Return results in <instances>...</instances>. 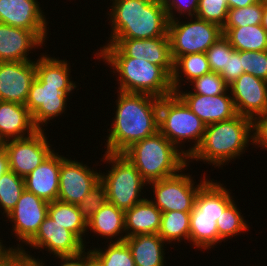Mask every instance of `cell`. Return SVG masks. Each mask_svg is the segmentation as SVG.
<instances>
[{"mask_svg":"<svg viewBox=\"0 0 267 266\" xmlns=\"http://www.w3.org/2000/svg\"><path fill=\"white\" fill-rule=\"evenodd\" d=\"M5 241L1 240L0 238V262L13 250L16 249V247L13 245L10 247H7L4 245Z\"/></svg>","mask_w":267,"mask_h":266,"instance_id":"c3c4849f","label":"cell"},{"mask_svg":"<svg viewBox=\"0 0 267 266\" xmlns=\"http://www.w3.org/2000/svg\"><path fill=\"white\" fill-rule=\"evenodd\" d=\"M7 171H9L8 155L5 149L2 147L0 149V178Z\"/></svg>","mask_w":267,"mask_h":266,"instance_id":"bcb514c9","label":"cell"},{"mask_svg":"<svg viewBox=\"0 0 267 266\" xmlns=\"http://www.w3.org/2000/svg\"><path fill=\"white\" fill-rule=\"evenodd\" d=\"M105 45H115L126 57L147 60L173 73L169 36L150 39H108Z\"/></svg>","mask_w":267,"mask_h":266,"instance_id":"d6986e66","label":"cell"},{"mask_svg":"<svg viewBox=\"0 0 267 266\" xmlns=\"http://www.w3.org/2000/svg\"><path fill=\"white\" fill-rule=\"evenodd\" d=\"M77 86H53L47 83H38L34 80L25 103L32 114L34 125L43 130L50 120L65 114L68 107L69 96ZM73 91V92H72ZM59 115V116H58Z\"/></svg>","mask_w":267,"mask_h":266,"instance_id":"8fae6325","label":"cell"},{"mask_svg":"<svg viewBox=\"0 0 267 266\" xmlns=\"http://www.w3.org/2000/svg\"><path fill=\"white\" fill-rule=\"evenodd\" d=\"M61 155L60 183L57 200L78 205L81 200L100 182V170Z\"/></svg>","mask_w":267,"mask_h":266,"instance_id":"5bb4252c","label":"cell"},{"mask_svg":"<svg viewBox=\"0 0 267 266\" xmlns=\"http://www.w3.org/2000/svg\"><path fill=\"white\" fill-rule=\"evenodd\" d=\"M227 0H199L196 17L223 28L228 16Z\"/></svg>","mask_w":267,"mask_h":266,"instance_id":"8d00e7d4","label":"cell"},{"mask_svg":"<svg viewBox=\"0 0 267 266\" xmlns=\"http://www.w3.org/2000/svg\"><path fill=\"white\" fill-rule=\"evenodd\" d=\"M229 91L237 114L253 120L267 111V81L242 73Z\"/></svg>","mask_w":267,"mask_h":266,"instance_id":"e0dca14e","label":"cell"},{"mask_svg":"<svg viewBox=\"0 0 267 266\" xmlns=\"http://www.w3.org/2000/svg\"><path fill=\"white\" fill-rule=\"evenodd\" d=\"M249 144H253L252 119L237 114L229 120L206 125L200 145L188 156V165L195 160L223 168L239 160Z\"/></svg>","mask_w":267,"mask_h":266,"instance_id":"277c9868","label":"cell"},{"mask_svg":"<svg viewBox=\"0 0 267 266\" xmlns=\"http://www.w3.org/2000/svg\"><path fill=\"white\" fill-rule=\"evenodd\" d=\"M205 129L206 124L175 93L160 98L159 131L187 157L200 145ZM186 142L193 145L188 150Z\"/></svg>","mask_w":267,"mask_h":266,"instance_id":"52a82bcc","label":"cell"},{"mask_svg":"<svg viewBox=\"0 0 267 266\" xmlns=\"http://www.w3.org/2000/svg\"><path fill=\"white\" fill-rule=\"evenodd\" d=\"M86 252V266H101V264L92 256L90 250L87 248Z\"/></svg>","mask_w":267,"mask_h":266,"instance_id":"681fc988","label":"cell"},{"mask_svg":"<svg viewBox=\"0 0 267 266\" xmlns=\"http://www.w3.org/2000/svg\"><path fill=\"white\" fill-rule=\"evenodd\" d=\"M234 51L235 49L229 41L224 36H221L206 51L211 71L221 74L227 67L228 56Z\"/></svg>","mask_w":267,"mask_h":266,"instance_id":"74e56055","label":"cell"},{"mask_svg":"<svg viewBox=\"0 0 267 266\" xmlns=\"http://www.w3.org/2000/svg\"><path fill=\"white\" fill-rule=\"evenodd\" d=\"M222 31L235 51L267 50V32L261 24L222 28Z\"/></svg>","mask_w":267,"mask_h":266,"instance_id":"f1b7e54d","label":"cell"},{"mask_svg":"<svg viewBox=\"0 0 267 266\" xmlns=\"http://www.w3.org/2000/svg\"><path fill=\"white\" fill-rule=\"evenodd\" d=\"M190 167L187 165L178 174L148 183L151 186L153 198H148L162 213L170 211L191 212L195 206L199 190L210 180L205 171L201 181L194 182L192 174L184 173ZM184 173V174H183ZM209 178V179H208ZM196 183V185H195Z\"/></svg>","mask_w":267,"mask_h":266,"instance_id":"9c48e42d","label":"cell"},{"mask_svg":"<svg viewBox=\"0 0 267 266\" xmlns=\"http://www.w3.org/2000/svg\"><path fill=\"white\" fill-rule=\"evenodd\" d=\"M242 67L244 73L267 81V50L242 51Z\"/></svg>","mask_w":267,"mask_h":266,"instance_id":"ab89813d","label":"cell"},{"mask_svg":"<svg viewBox=\"0 0 267 266\" xmlns=\"http://www.w3.org/2000/svg\"><path fill=\"white\" fill-rule=\"evenodd\" d=\"M209 72H211V68L206 53H193L179 56L173 62V73L171 75L174 93L184 88L185 85L192 82L194 79Z\"/></svg>","mask_w":267,"mask_h":266,"instance_id":"83f0119b","label":"cell"},{"mask_svg":"<svg viewBox=\"0 0 267 266\" xmlns=\"http://www.w3.org/2000/svg\"><path fill=\"white\" fill-rule=\"evenodd\" d=\"M263 4L255 3L242 8L228 10V16L223 28L259 25L262 21Z\"/></svg>","mask_w":267,"mask_h":266,"instance_id":"e575fe53","label":"cell"},{"mask_svg":"<svg viewBox=\"0 0 267 266\" xmlns=\"http://www.w3.org/2000/svg\"><path fill=\"white\" fill-rule=\"evenodd\" d=\"M108 201L105 186L99 182L77 205L79 213L88 222L92 216Z\"/></svg>","mask_w":267,"mask_h":266,"instance_id":"f35d334b","label":"cell"},{"mask_svg":"<svg viewBox=\"0 0 267 266\" xmlns=\"http://www.w3.org/2000/svg\"><path fill=\"white\" fill-rule=\"evenodd\" d=\"M136 266H165L167 243L158 234H138L124 240ZM166 246V247H165Z\"/></svg>","mask_w":267,"mask_h":266,"instance_id":"d4e9b609","label":"cell"},{"mask_svg":"<svg viewBox=\"0 0 267 266\" xmlns=\"http://www.w3.org/2000/svg\"><path fill=\"white\" fill-rule=\"evenodd\" d=\"M92 248L90 247L89 250L101 266H136L125 241L108 243L104 248Z\"/></svg>","mask_w":267,"mask_h":266,"instance_id":"d6a6232c","label":"cell"},{"mask_svg":"<svg viewBox=\"0 0 267 266\" xmlns=\"http://www.w3.org/2000/svg\"><path fill=\"white\" fill-rule=\"evenodd\" d=\"M43 44L31 30L0 23V62L34 60L28 55Z\"/></svg>","mask_w":267,"mask_h":266,"instance_id":"44dd1931","label":"cell"},{"mask_svg":"<svg viewBox=\"0 0 267 266\" xmlns=\"http://www.w3.org/2000/svg\"><path fill=\"white\" fill-rule=\"evenodd\" d=\"M116 112L107 129L105 152L123 153L133 143L159 131V98L116 91Z\"/></svg>","mask_w":267,"mask_h":266,"instance_id":"6da1fadb","label":"cell"},{"mask_svg":"<svg viewBox=\"0 0 267 266\" xmlns=\"http://www.w3.org/2000/svg\"><path fill=\"white\" fill-rule=\"evenodd\" d=\"M55 150L35 170L24 178L25 189L47 202L57 200L61 155Z\"/></svg>","mask_w":267,"mask_h":266,"instance_id":"7402d4cb","label":"cell"},{"mask_svg":"<svg viewBox=\"0 0 267 266\" xmlns=\"http://www.w3.org/2000/svg\"><path fill=\"white\" fill-rule=\"evenodd\" d=\"M166 9L169 20H177L183 16L185 18L195 17L199 0H160ZM177 13V15H176ZM179 14V15H178ZM179 16V17H177Z\"/></svg>","mask_w":267,"mask_h":266,"instance_id":"60d3db41","label":"cell"},{"mask_svg":"<svg viewBox=\"0 0 267 266\" xmlns=\"http://www.w3.org/2000/svg\"><path fill=\"white\" fill-rule=\"evenodd\" d=\"M190 91L195 94L214 96L224 94L229 90V86L219 73L209 72L199 78L194 79L189 84Z\"/></svg>","mask_w":267,"mask_h":266,"instance_id":"d590c367","label":"cell"},{"mask_svg":"<svg viewBox=\"0 0 267 266\" xmlns=\"http://www.w3.org/2000/svg\"><path fill=\"white\" fill-rule=\"evenodd\" d=\"M3 147V142L0 140V149Z\"/></svg>","mask_w":267,"mask_h":266,"instance_id":"f5cc1de1","label":"cell"},{"mask_svg":"<svg viewBox=\"0 0 267 266\" xmlns=\"http://www.w3.org/2000/svg\"><path fill=\"white\" fill-rule=\"evenodd\" d=\"M35 77L34 60L0 62V101L25 105Z\"/></svg>","mask_w":267,"mask_h":266,"instance_id":"ac0fdd59","label":"cell"},{"mask_svg":"<svg viewBox=\"0 0 267 266\" xmlns=\"http://www.w3.org/2000/svg\"><path fill=\"white\" fill-rule=\"evenodd\" d=\"M259 3H261V4H267V0H259Z\"/></svg>","mask_w":267,"mask_h":266,"instance_id":"816d5d0a","label":"cell"},{"mask_svg":"<svg viewBox=\"0 0 267 266\" xmlns=\"http://www.w3.org/2000/svg\"><path fill=\"white\" fill-rule=\"evenodd\" d=\"M122 154L147 183L174 176L188 165V157L160 131L133 143Z\"/></svg>","mask_w":267,"mask_h":266,"instance_id":"5b68a950","label":"cell"},{"mask_svg":"<svg viewBox=\"0 0 267 266\" xmlns=\"http://www.w3.org/2000/svg\"><path fill=\"white\" fill-rule=\"evenodd\" d=\"M261 25L267 32V4H263V15H262Z\"/></svg>","mask_w":267,"mask_h":266,"instance_id":"f907efd6","label":"cell"},{"mask_svg":"<svg viewBox=\"0 0 267 266\" xmlns=\"http://www.w3.org/2000/svg\"><path fill=\"white\" fill-rule=\"evenodd\" d=\"M229 9L242 8L258 3L259 0H227Z\"/></svg>","mask_w":267,"mask_h":266,"instance_id":"7dc6e473","label":"cell"},{"mask_svg":"<svg viewBox=\"0 0 267 266\" xmlns=\"http://www.w3.org/2000/svg\"><path fill=\"white\" fill-rule=\"evenodd\" d=\"M124 217V210L107 201L87 222V229L105 239V244L123 242L126 239Z\"/></svg>","mask_w":267,"mask_h":266,"instance_id":"cb8c5ba5","label":"cell"},{"mask_svg":"<svg viewBox=\"0 0 267 266\" xmlns=\"http://www.w3.org/2000/svg\"><path fill=\"white\" fill-rule=\"evenodd\" d=\"M190 212H163L158 235L167 243L174 244L187 240L189 243ZM173 241V242H172Z\"/></svg>","mask_w":267,"mask_h":266,"instance_id":"4dcf8cb0","label":"cell"},{"mask_svg":"<svg viewBox=\"0 0 267 266\" xmlns=\"http://www.w3.org/2000/svg\"><path fill=\"white\" fill-rule=\"evenodd\" d=\"M161 216L162 212L147 198L125 210L126 238L138 234H158Z\"/></svg>","mask_w":267,"mask_h":266,"instance_id":"484cf974","label":"cell"},{"mask_svg":"<svg viewBox=\"0 0 267 266\" xmlns=\"http://www.w3.org/2000/svg\"><path fill=\"white\" fill-rule=\"evenodd\" d=\"M0 23L31 30L47 42L49 22L38 0H0Z\"/></svg>","mask_w":267,"mask_h":266,"instance_id":"9a60e30c","label":"cell"},{"mask_svg":"<svg viewBox=\"0 0 267 266\" xmlns=\"http://www.w3.org/2000/svg\"><path fill=\"white\" fill-rule=\"evenodd\" d=\"M169 20L168 35L170 39L173 62L179 57L193 53H206L221 36L222 28L198 17L185 18L187 21ZM190 19V20H189Z\"/></svg>","mask_w":267,"mask_h":266,"instance_id":"30bf717a","label":"cell"},{"mask_svg":"<svg viewBox=\"0 0 267 266\" xmlns=\"http://www.w3.org/2000/svg\"><path fill=\"white\" fill-rule=\"evenodd\" d=\"M253 146L267 151V111L252 120Z\"/></svg>","mask_w":267,"mask_h":266,"instance_id":"ee69618b","label":"cell"},{"mask_svg":"<svg viewBox=\"0 0 267 266\" xmlns=\"http://www.w3.org/2000/svg\"><path fill=\"white\" fill-rule=\"evenodd\" d=\"M27 249V251H26ZM29 253V254H28ZM43 260L31 255L28 248L13 249L1 262L0 266H41Z\"/></svg>","mask_w":267,"mask_h":266,"instance_id":"b9f144b4","label":"cell"},{"mask_svg":"<svg viewBox=\"0 0 267 266\" xmlns=\"http://www.w3.org/2000/svg\"><path fill=\"white\" fill-rule=\"evenodd\" d=\"M31 250L42 249L50 255L73 256L85 250L84 244L64 226L52 220L49 216L40 224L36 235L26 244Z\"/></svg>","mask_w":267,"mask_h":266,"instance_id":"2e32d148","label":"cell"},{"mask_svg":"<svg viewBox=\"0 0 267 266\" xmlns=\"http://www.w3.org/2000/svg\"><path fill=\"white\" fill-rule=\"evenodd\" d=\"M46 54L43 53L35 59V80L38 83H47V85L53 86H76V84H79L72 80L70 75L72 69H70L69 61L66 59L59 60L58 57L55 58V56Z\"/></svg>","mask_w":267,"mask_h":266,"instance_id":"4316f807","label":"cell"},{"mask_svg":"<svg viewBox=\"0 0 267 266\" xmlns=\"http://www.w3.org/2000/svg\"><path fill=\"white\" fill-rule=\"evenodd\" d=\"M38 130L25 105L0 101V140L3 143L31 136Z\"/></svg>","mask_w":267,"mask_h":266,"instance_id":"603a6c76","label":"cell"},{"mask_svg":"<svg viewBox=\"0 0 267 266\" xmlns=\"http://www.w3.org/2000/svg\"><path fill=\"white\" fill-rule=\"evenodd\" d=\"M25 190L24 178L9 170L0 178V212L4 217L15 207Z\"/></svg>","mask_w":267,"mask_h":266,"instance_id":"836d02e7","label":"cell"},{"mask_svg":"<svg viewBox=\"0 0 267 266\" xmlns=\"http://www.w3.org/2000/svg\"><path fill=\"white\" fill-rule=\"evenodd\" d=\"M242 73H244L242 67V51H234L228 56L227 67L220 76L225 80L226 84L230 86Z\"/></svg>","mask_w":267,"mask_h":266,"instance_id":"7bdbcfd3","label":"cell"},{"mask_svg":"<svg viewBox=\"0 0 267 266\" xmlns=\"http://www.w3.org/2000/svg\"><path fill=\"white\" fill-rule=\"evenodd\" d=\"M48 216L71 231L84 244L86 249V235L89 230L87 229V222L79 213L77 205L59 200L49 202Z\"/></svg>","mask_w":267,"mask_h":266,"instance_id":"f546056e","label":"cell"},{"mask_svg":"<svg viewBox=\"0 0 267 266\" xmlns=\"http://www.w3.org/2000/svg\"><path fill=\"white\" fill-rule=\"evenodd\" d=\"M48 205L49 202L32 192L26 189L22 192L17 204L4 220L12 224L11 235L15 234L19 241L16 249H22L36 235L40 224L48 216Z\"/></svg>","mask_w":267,"mask_h":266,"instance_id":"4fadbf2b","label":"cell"},{"mask_svg":"<svg viewBox=\"0 0 267 266\" xmlns=\"http://www.w3.org/2000/svg\"><path fill=\"white\" fill-rule=\"evenodd\" d=\"M104 153L100 162L111 167L107 173L100 170V182L106 188L108 202L125 211L146 199L142 190L148 183L136 167L122 153Z\"/></svg>","mask_w":267,"mask_h":266,"instance_id":"ba28073f","label":"cell"},{"mask_svg":"<svg viewBox=\"0 0 267 266\" xmlns=\"http://www.w3.org/2000/svg\"><path fill=\"white\" fill-rule=\"evenodd\" d=\"M228 90L224 94L206 96L195 94L186 89L177 90L175 94L206 125L229 120L237 115L233 99Z\"/></svg>","mask_w":267,"mask_h":266,"instance_id":"ffe728a7","label":"cell"},{"mask_svg":"<svg viewBox=\"0 0 267 266\" xmlns=\"http://www.w3.org/2000/svg\"><path fill=\"white\" fill-rule=\"evenodd\" d=\"M99 49L94 57L110 66V72L116 73L118 91L147 94L159 99L174 94L171 76L161 66L126 57L115 45H102Z\"/></svg>","mask_w":267,"mask_h":266,"instance_id":"7a4b0ae2","label":"cell"},{"mask_svg":"<svg viewBox=\"0 0 267 266\" xmlns=\"http://www.w3.org/2000/svg\"><path fill=\"white\" fill-rule=\"evenodd\" d=\"M108 39H150L168 35L166 9L160 0H110ZM110 18V19H109Z\"/></svg>","mask_w":267,"mask_h":266,"instance_id":"3957f363","label":"cell"},{"mask_svg":"<svg viewBox=\"0 0 267 266\" xmlns=\"http://www.w3.org/2000/svg\"><path fill=\"white\" fill-rule=\"evenodd\" d=\"M45 129L38 130L31 136L8 140L3 143L7 152L9 170L25 178L55 150L46 136Z\"/></svg>","mask_w":267,"mask_h":266,"instance_id":"7c38bea8","label":"cell"},{"mask_svg":"<svg viewBox=\"0 0 267 266\" xmlns=\"http://www.w3.org/2000/svg\"><path fill=\"white\" fill-rule=\"evenodd\" d=\"M211 179L199 190L190 212L189 243L194 249L199 248L198 251H209L223 242L219 238L216 221L234 200L226 185Z\"/></svg>","mask_w":267,"mask_h":266,"instance_id":"8992f818","label":"cell"},{"mask_svg":"<svg viewBox=\"0 0 267 266\" xmlns=\"http://www.w3.org/2000/svg\"><path fill=\"white\" fill-rule=\"evenodd\" d=\"M86 251L87 249L83 250L81 253L73 256H56L55 259L61 262L60 266H86ZM41 266L45 265L43 261Z\"/></svg>","mask_w":267,"mask_h":266,"instance_id":"f6af8a7d","label":"cell"},{"mask_svg":"<svg viewBox=\"0 0 267 266\" xmlns=\"http://www.w3.org/2000/svg\"><path fill=\"white\" fill-rule=\"evenodd\" d=\"M236 203L233 200L216 221L219 238L224 242L226 239L228 241L231 237L249 231L250 225L244 219L245 216L243 217Z\"/></svg>","mask_w":267,"mask_h":266,"instance_id":"1f68e13d","label":"cell"}]
</instances>
